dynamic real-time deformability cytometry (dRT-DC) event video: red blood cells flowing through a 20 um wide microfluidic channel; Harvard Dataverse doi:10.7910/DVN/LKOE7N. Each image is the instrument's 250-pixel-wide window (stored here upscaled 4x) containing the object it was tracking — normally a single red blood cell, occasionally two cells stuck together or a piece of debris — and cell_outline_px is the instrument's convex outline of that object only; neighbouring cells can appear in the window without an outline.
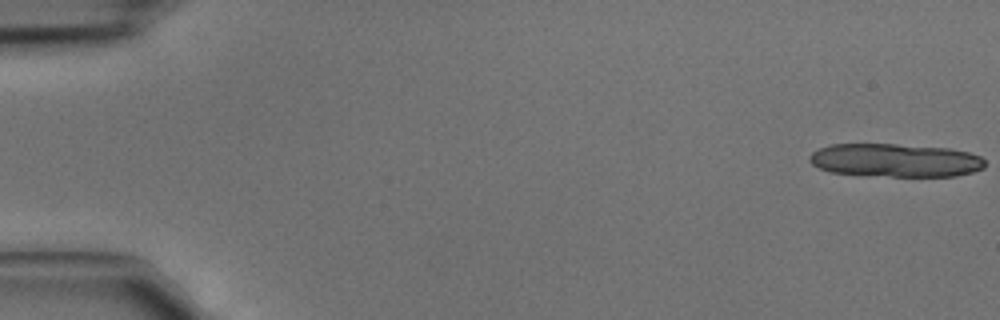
{"species": "common noctule bat (a hibernating species)", "species_latin": "Nyctalus noctula", "temperature_condition": "cold", "stored_images_in_passage": 12, "camera_frame_rate_fps": 3000, "um_per_image_px": 0.085, "animal": {"sex": "male", "body_mass_g": 15.6}, "frame": {"image": 1, "passage_image": 1, "time_ms": 0.0, "image_size_px": [1000, 320], "cell_outline_px": [[984, 168], [972, 172], [956, 176], [892, 176], [832, 172], [820, 168], [812, 164], [808, 160], [808, 156], [812, 152], [820, 148], [832, 144], [896, 144], [948, 148], [968, 152], [980, 156], [984, 160]], "centroid_in_image_um": [76.11, 13.62], "position_along_channel_um": 8.9, "area_um2": 33.87}}